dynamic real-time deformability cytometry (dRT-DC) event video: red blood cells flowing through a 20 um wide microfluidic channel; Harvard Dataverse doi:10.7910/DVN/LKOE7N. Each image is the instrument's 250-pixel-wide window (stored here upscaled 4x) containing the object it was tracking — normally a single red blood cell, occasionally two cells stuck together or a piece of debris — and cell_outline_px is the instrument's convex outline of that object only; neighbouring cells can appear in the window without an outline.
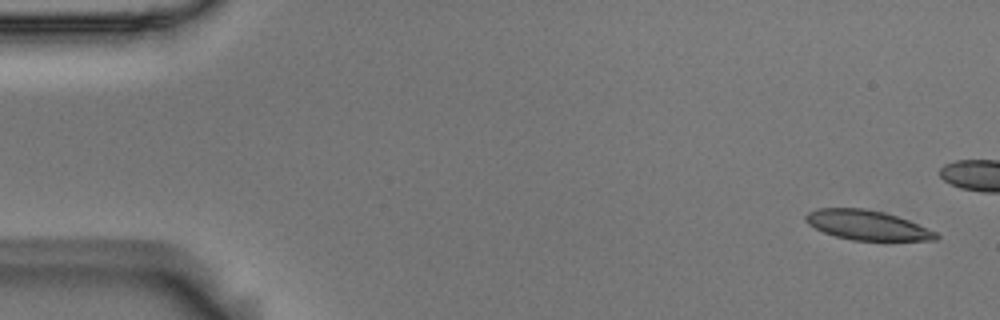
{"species": "Egyptian fruit bat (a non-hibernating species)", "species_latin": "Rousettus aegyptiacus", "temperature_condition": "room temperature", "stored_images_in_passage": 5, "camera_frame_rate_fps": 3000, "um_per_image_px": 0.085, "animal": {"sex": "male"}, "frame": {"image": 1, "passage_image": 1, "time_ms": 0.0, "image_size_px": [1000, 320], "cell_outline_px": [[940, 236], [936, 240], [852, 240], [836, 236], [824, 232], [808, 224], [804, 220], [804, 216], [808, 212], [816, 208], [864, 208], [884, 212], [908, 220], [936, 232]], "centroid_in_image_um": [73.67, 19.13], "position_along_channel_um": 11.3, "area_um2": 22.37}}